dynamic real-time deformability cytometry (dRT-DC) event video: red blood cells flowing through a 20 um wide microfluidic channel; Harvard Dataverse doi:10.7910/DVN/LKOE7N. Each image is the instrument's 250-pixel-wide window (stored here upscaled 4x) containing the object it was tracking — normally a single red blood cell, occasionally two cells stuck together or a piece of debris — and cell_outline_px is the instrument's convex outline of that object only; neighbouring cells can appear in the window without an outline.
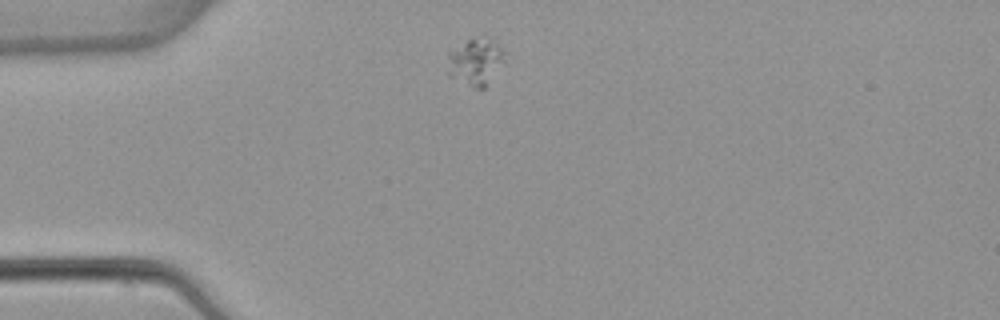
{"species": "common noctule bat (a hibernating species)", "species_latin": "Nyctalus noctula", "temperature_condition": "warm", "stored_images_in_passage": 2, "camera_frame_rate_fps": 3000, "um_per_image_px": 0.085, "animal": {"sex": "female", "body_mass_g": 22.7, "forearm_length_mm": 54.2}, "frame": {"image": 1, "passage_image": 1, "time_ms": 0.0, "image_size_px": [1000, 320], "cell_outline_px": [[508, 52], [504, 60], [484, 88], [476, 88], [448, 76], [448, 52], [468, 40], [472, 40], [488, 44], [500, 48]], "centroid_in_image_um": [40.37, 5.34], "position_along_channel_um": 44.6, "area_um2": 14.45}}